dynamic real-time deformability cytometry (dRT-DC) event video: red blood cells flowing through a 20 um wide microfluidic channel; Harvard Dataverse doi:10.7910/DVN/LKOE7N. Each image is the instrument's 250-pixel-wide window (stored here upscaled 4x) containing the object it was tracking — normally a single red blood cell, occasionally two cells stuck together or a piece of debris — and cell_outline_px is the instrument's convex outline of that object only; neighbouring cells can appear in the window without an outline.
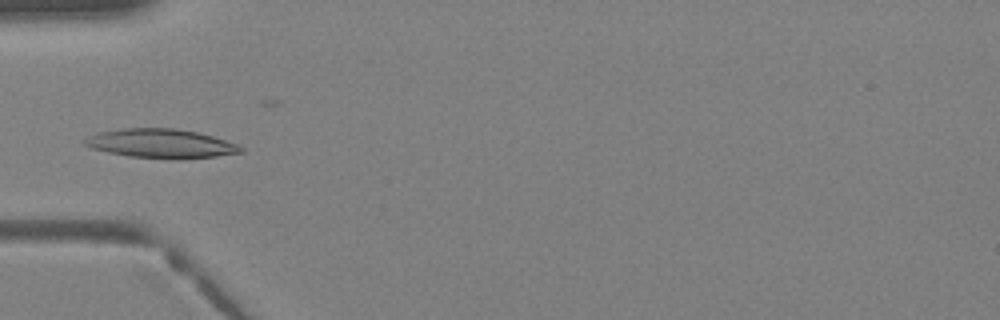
{"species": "Egyptian fruit bat (a non-hibernating species)", "species_latin": "Rousettus aegyptiacus", "temperature_condition": "warm", "stored_images_in_passage": 37, "camera_frame_rate_fps": 3000, "um_per_image_px": 0.085, "animal": {"sex": "female"}, "frame": {"image": 1, "passage_image": 11, "time_ms": 3.333, "image_size_px": [1000, 320], "cell_outline_px": [[244, 152], [216, 156], [180, 160], [168, 160], [128, 156], [108, 152], [92, 148], [84, 144], [84, 140], [88, 136], [96, 132], [124, 128], [176, 128], [200, 132], [240, 144], [244, 148]], "centroid_in_image_um": [13.74, 12.21], "position_along_channel_um": 71.3, "area_um2": 27.05}}
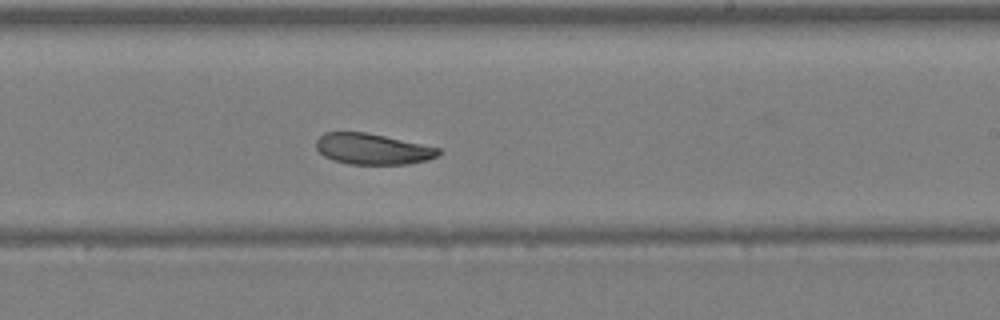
{"frame": {"image": 2, "passage_image": 22, "time_ms": 7.0, "image_size_px": [1000, 320], "cell_outline_px": [[440, 156], [428, 160], [408, 164], [348, 164], [332, 160], [324, 156], [316, 148], [316, 140], [324, 132], [364, 132], [384, 136], [440, 148]], "centroid_in_image_um": [31.66, 12.67], "position_along_channel_um": 257.3, "area_um2": 22.02}}
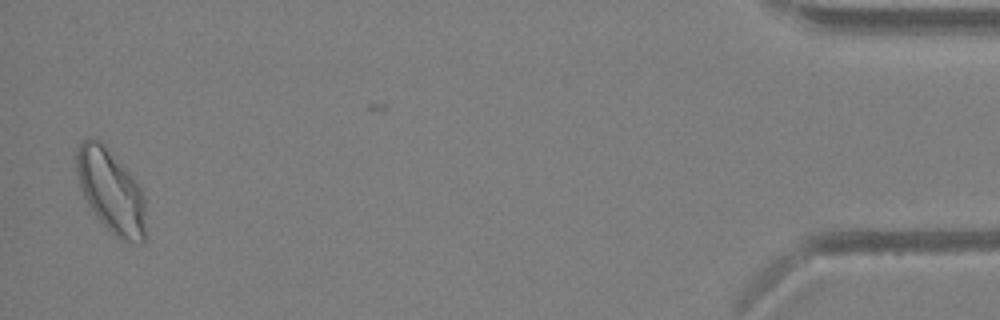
{"frame": {"image": 3, "passage_image": 37, "time_ms": 12.0, "image_size_px": [1000, 320], "cell_outline_px": [[144, 240], [140, 244], [120, 240], [100, 220], [88, 204], [80, 188], [76, 168], [76, 152], [80, 144], [84, 140], [100, 140], [104, 144], [136, 180], [144, 192]], "centroid_in_image_um": [9.44, 16.25], "position_along_channel_um": 425.8, "area_um2": 33.18}}